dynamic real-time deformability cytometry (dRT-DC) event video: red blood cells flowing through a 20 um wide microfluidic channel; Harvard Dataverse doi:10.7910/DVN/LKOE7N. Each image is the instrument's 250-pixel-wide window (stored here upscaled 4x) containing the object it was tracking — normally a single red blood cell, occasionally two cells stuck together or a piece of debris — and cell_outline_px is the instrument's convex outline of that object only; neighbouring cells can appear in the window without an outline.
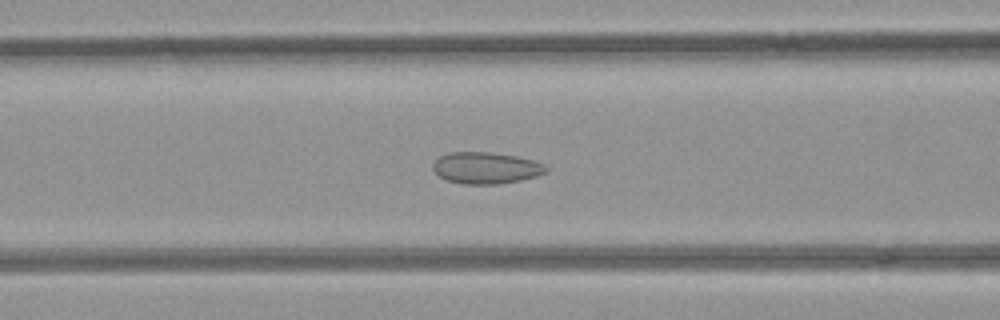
{"species": "common noctule bat (a hibernating species)", "species_latin": "Nyctalus noctula", "temperature_condition": "room temperature", "stored_images_in_passage": 50, "camera_frame_rate_fps": 3000, "um_per_image_px": 0.085, "animal": {"sex": "female", "body_mass_g": 21.9}, "frame": {"image": 1, "passage_image": 19, "time_ms": 6.0, "image_size_px": [1000, 320], "cell_outline_px": [[548, 172], [536, 176], [520, 180], [496, 184], [464, 184], [448, 180], [440, 176], [432, 168], [432, 164], [440, 156], [448, 152], [488, 152], [516, 156], [532, 160], [544, 164], [548, 168]], "centroid_in_image_um": [41.31, 14.27], "position_along_channel_um": 125.3, "area_um2": 20.69}}
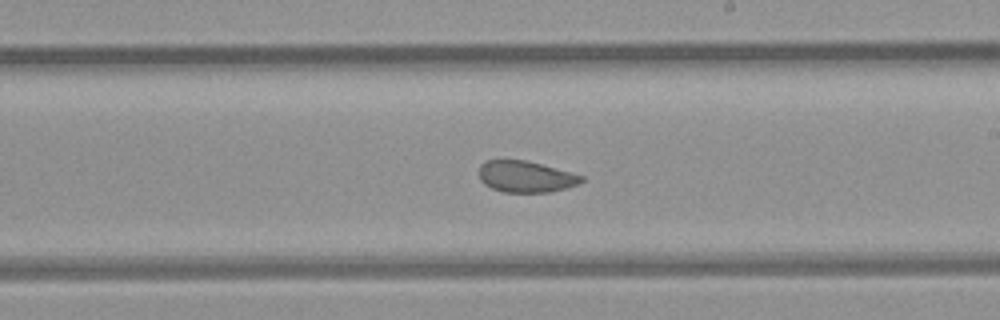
{"frame": {"image": 2, "passage_image": 28, "time_ms": 9.0, "image_size_px": [1000, 320], "cell_outline_px": [[584, 180], [580, 184], [568, 188], [552, 192], [504, 192], [492, 188], [484, 184], [480, 180], [480, 164], [488, 160], [524, 160], [540, 164], [584, 176]], "centroid_in_image_um": [44.71, 15.03], "position_along_channel_um": 244.3, "area_um2": 18.67}}
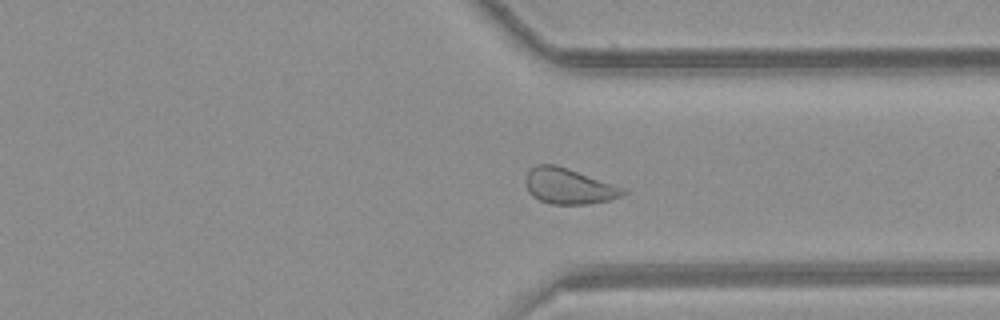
{"frame": {"image": 3, "passage_image": 37, "time_ms": 12.0, "image_size_px": [1000, 320], "cell_outline_px": [[628, 192], [620, 196], [608, 200], [588, 204], [552, 204], [540, 200], [532, 196], [528, 192], [524, 180], [528, 172], [536, 164], [556, 164], [628, 188]], "centroid_in_image_um": [48.37, 15.81], "position_along_channel_um": 363.0, "area_um2": 20.52}, "authors_computed_cell_mechanics": {"area_um2": 21.4727, "velocity_mm_per_s": 3.9646, "shape_relaxation_time_tau1_ms": null, "shape_relaxation_time_tau2_ms": 1.9318, "deformation_change_tau1": null, "deformation_change_tau2": 0.0748}}